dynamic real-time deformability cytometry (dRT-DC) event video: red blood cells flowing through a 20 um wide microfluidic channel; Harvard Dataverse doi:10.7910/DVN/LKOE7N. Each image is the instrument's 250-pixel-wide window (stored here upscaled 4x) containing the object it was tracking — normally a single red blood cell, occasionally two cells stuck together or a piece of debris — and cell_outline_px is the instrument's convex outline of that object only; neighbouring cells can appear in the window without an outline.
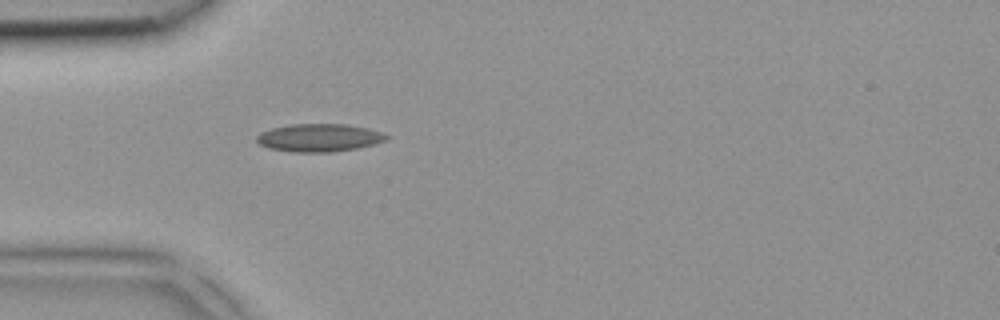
{"species": "common noctule bat (a hibernating species)", "species_latin": "Nyctalus noctula", "temperature_condition": "room temperature", "stored_images_in_passage": 1, "camera_frame_rate_fps": 3000, "um_per_image_px": 0.085, "animal": {"sex": "female", "body_mass_g": 18.4}, "frame": {"image": 1, "passage_image": 1, "time_ms": 0.0, "image_size_px": [1000, 320], "cell_outline_px": [[392, 136], [388, 140], [356, 148], [332, 152], [296, 152], [268, 148], [260, 144], [256, 140], [256, 136], [272, 128], [292, 124], [348, 124], [368, 128]], "centroid_in_image_um": [27.17, 11.7], "position_along_channel_um": 57.8, "area_um2": 20.98}}